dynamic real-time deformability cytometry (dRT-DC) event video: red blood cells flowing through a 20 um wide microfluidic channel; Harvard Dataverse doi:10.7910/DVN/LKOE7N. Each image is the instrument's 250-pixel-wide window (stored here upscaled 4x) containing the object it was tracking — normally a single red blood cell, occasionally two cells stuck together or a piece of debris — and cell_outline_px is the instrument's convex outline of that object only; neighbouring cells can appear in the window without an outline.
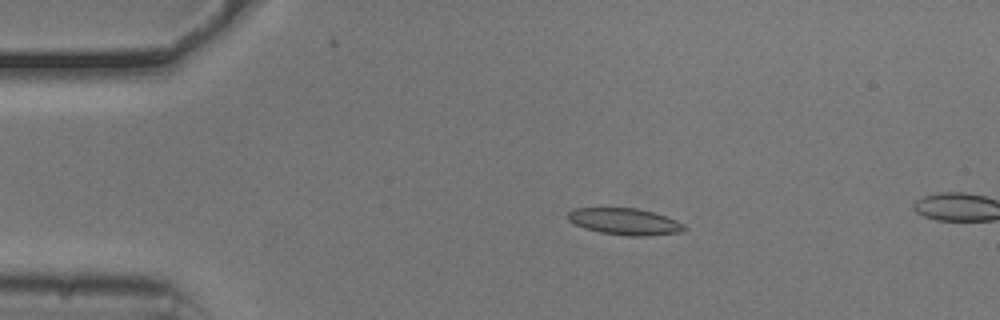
{"species": "common noctule bat (a hibernating species)", "species_latin": "Nyctalus noctula", "temperature_condition": "cold", "stored_images_in_passage": 15, "camera_frame_rate_fps": 3000, "um_per_image_px": 0.085, "animal": {"sex": "male", "body_mass_g": 20.5, "forearm_length_mm": 52.5}, "frame": {"image": 1, "passage_image": 11, "time_ms": 3.333, "image_size_px": [1000, 320], "cell_outline_px": [[688, 228], [684, 232], [648, 236], [628, 236], [600, 232], [584, 228], [568, 220], [568, 212], [576, 208], [636, 208], [652, 212], [676, 220], [684, 224]], "centroid_in_image_um": [53.15, 18.84], "position_along_channel_um": 31.9, "area_um2": 18.03}}